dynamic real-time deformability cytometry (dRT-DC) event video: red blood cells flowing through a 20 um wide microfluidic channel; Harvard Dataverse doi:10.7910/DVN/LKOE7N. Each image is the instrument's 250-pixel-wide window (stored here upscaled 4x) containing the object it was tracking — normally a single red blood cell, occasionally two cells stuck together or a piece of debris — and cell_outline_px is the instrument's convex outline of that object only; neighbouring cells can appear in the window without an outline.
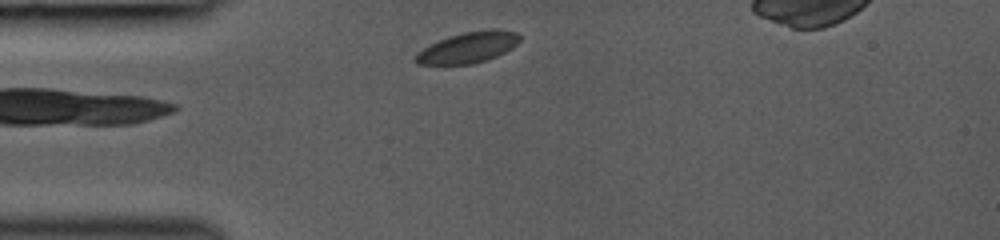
{"species": "common noctule bat (a hibernating species)", "species_latin": "Nyctalus noctula", "temperature_condition": "room temperature", "stored_images_in_passage": 10, "camera_frame_rate_fps": 3000, "um_per_image_px": 0.085, "animal": {"sex": "female", "body_mass_g": 19.0, "forearm_length_mm": 53.3}, "frame": {"image": 1, "passage_image": 2, "time_ms": 0.333, "image_size_px": [1000, 240], "cell_outline_px": [[520, 40], [512, 48], [488, 60], [472, 64], [416, 64], [412, 60], [424, 48], [448, 36], [464, 32], [496, 28], [516, 32], [520, 36]], "centroid_in_image_um": [39.82, 4.03], "position_along_channel_um": 45.2, "area_um2": 18.61}}
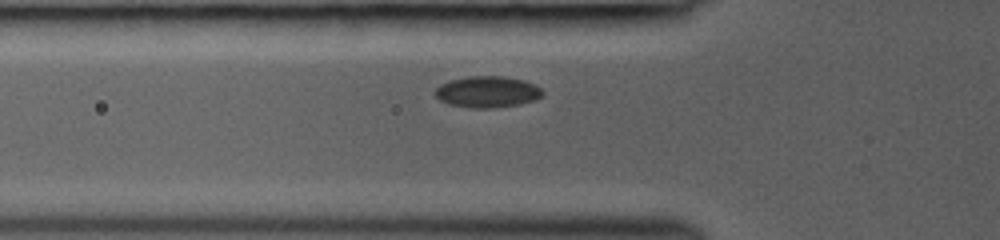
{"frame": {"image": 2, "passage_image": 6, "time_ms": 1.667, "image_size_px": [1000, 240], "cell_outline_px": [[544, 92], [536, 100], [520, 104], [492, 108], [472, 108], [448, 104], [440, 100], [436, 96], [436, 88], [440, 84], [448, 80], [468, 76], [504, 76], [524, 80], [536, 84]], "centroid_in_image_um": [41.43, 7.8], "position_along_channel_um": 84.4, "area_um2": 19.77}}